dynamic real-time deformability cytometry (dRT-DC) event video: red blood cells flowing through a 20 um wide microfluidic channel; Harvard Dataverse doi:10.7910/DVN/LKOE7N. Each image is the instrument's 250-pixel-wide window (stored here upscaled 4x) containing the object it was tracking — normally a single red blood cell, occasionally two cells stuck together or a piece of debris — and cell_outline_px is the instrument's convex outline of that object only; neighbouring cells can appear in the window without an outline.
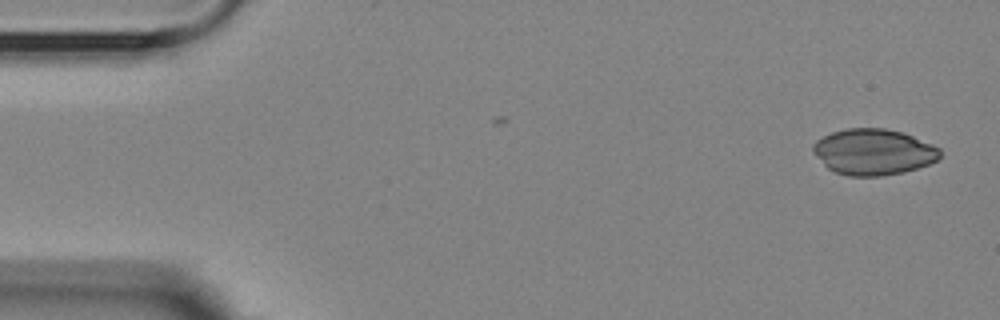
{"species": "Egyptian fruit bat (a non-hibernating species)", "species_latin": "Rousettus aegyptiacus", "temperature_condition": "room temperature", "stored_images_in_passage": 8, "camera_frame_rate_fps": 3000, "um_per_image_px": 0.085, "animal": {"sex": "female"}, "frame": {"image": 1, "passage_image": 1, "time_ms": 0.0, "image_size_px": [1000, 320], "cell_outline_px": [[940, 160], [904, 172], [880, 176], [848, 176], [836, 172], [828, 168], [812, 152], [812, 144], [816, 140], [832, 132], [848, 128], [884, 128], [904, 132], [932, 144], [940, 148]], "centroid_in_image_um": [74.25, 12.91], "position_along_channel_um": 10.7, "area_um2": 34.16}}